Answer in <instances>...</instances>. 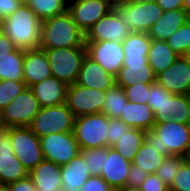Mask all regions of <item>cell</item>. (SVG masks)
Listing matches in <instances>:
<instances>
[{
  "label": "cell",
  "mask_w": 190,
  "mask_h": 191,
  "mask_svg": "<svg viewBox=\"0 0 190 191\" xmlns=\"http://www.w3.org/2000/svg\"><path fill=\"white\" fill-rule=\"evenodd\" d=\"M119 119L131 128H139L145 131L152 130L156 123L153 110L148 104L130 101L125 104Z\"/></svg>",
  "instance_id": "cell-25"
},
{
  "label": "cell",
  "mask_w": 190,
  "mask_h": 191,
  "mask_svg": "<svg viewBox=\"0 0 190 191\" xmlns=\"http://www.w3.org/2000/svg\"><path fill=\"white\" fill-rule=\"evenodd\" d=\"M75 116L66 103L40 108L29 128L39 138L49 134L72 132Z\"/></svg>",
  "instance_id": "cell-5"
},
{
  "label": "cell",
  "mask_w": 190,
  "mask_h": 191,
  "mask_svg": "<svg viewBox=\"0 0 190 191\" xmlns=\"http://www.w3.org/2000/svg\"><path fill=\"white\" fill-rule=\"evenodd\" d=\"M80 154L91 176H100L104 167V147L80 149Z\"/></svg>",
  "instance_id": "cell-36"
},
{
  "label": "cell",
  "mask_w": 190,
  "mask_h": 191,
  "mask_svg": "<svg viewBox=\"0 0 190 191\" xmlns=\"http://www.w3.org/2000/svg\"><path fill=\"white\" fill-rule=\"evenodd\" d=\"M165 157L145 141L136 153L132 164L141 167L149 174H155Z\"/></svg>",
  "instance_id": "cell-31"
},
{
  "label": "cell",
  "mask_w": 190,
  "mask_h": 191,
  "mask_svg": "<svg viewBox=\"0 0 190 191\" xmlns=\"http://www.w3.org/2000/svg\"><path fill=\"white\" fill-rule=\"evenodd\" d=\"M67 87L65 83L51 76L30 86V89L38 100L40 107L44 108L66 103Z\"/></svg>",
  "instance_id": "cell-20"
},
{
  "label": "cell",
  "mask_w": 190,
  "mask_h": 191,
  "mask_svg": "<svg viewBox=\"0 0 190 191\" xmlns=\"http://www.w3.org/2000/svg\"><path fill=\"white\" fill-rule=\"evenodd\" d=\"M116 191H139L138 189H120Z\"/></svg>",
  "instance_id": "cell-53"
},
{
  "label": "cell",
  "mask_w": 190,
  "mask_h": 191,
  "mask_svg": "<svg viewBox=\"0 0 190 191\" xmlns=\"http://www.w3.org/2000/svg\"><path fill=\"white\" fill-rule=\"evenodd\" d=\"M146 131L139 128H130L113 146L125 159L133 161L140 146L145 142Z\"/></svg>",
  "instance_id": "cell-30"
},
{
  "label": "cell",
  "mask_w": 190,
  "mask_h": 191,
  "mask_svg": "<svg viewBox=\"0 0 190 191\" xmlns=\"http://www.w3.org/2000/svg\"><path fill=\"white\" fill-rule=\"evenodd\" d=\"M40 108L32 90L26 87L0 111V127H29Z\"/></svg>",
  "instance_id": "cell-7"
},
{
  "label": "cell",
  "mask_w": 190,
  "mask_h": 191,
  "mask_svg": "<svg viewBox=\"0 0 190 191\" xmlns=\"http://www.w3.org/2000/svg\"><path fill=\"white\" fill-rule=\"evenodd\" d=\"M24 50L16 48L0 57V80L23 81Z\"/></svg>",
  "instance_id": "cell-29"
},
{
  "label": "cell",
  "mask_w": 190,
  "mask_h": 191,
  "mask_svg": "<svg viewBox=\"0 0 190 191\" xmlns=\"http://www.w3.org/2000/svg\"><path fill=\"white\" fill-rule=\"evenodd\" d=\"M169 187L156 174H149L139 186V191H167Z\"/></svg>",
  "instance_id": "cell-43"
},
{
  "label": "cell",
  "mask_w": 190,
  "mask_h": 191,
  "mask_svg": "<svg viewBox=\"0 0 190 191\" xmlns=\"http://www.w3.org/2000/svg\"><path fill=\"white\" fill-rule=\"evenodd\" d=\"M185 161L186 158L181 156L165 157L155 174L158 175L168 187H170L174 182L175 175Z\"/></svg>",
  "instance_id": "cell-35"
},
{
  "label": "cell",
  "mask_w": 190,
  "mask_h": 191,
  "mask_svg": "<svg viewBox=\"0 0 190 191\" xmlns=\"http://www.w3.org/2000/svg\"><path fill=\"white\" fill-rule=\"evenodd\" d=\"M163 11L183 9L184 0H156Z\"/></svg>",
  "instance_id": "cell-48"
},
{
  "label": "cell",
  "mask_w": 190,
  "mask_h": 191,
  "mask_svg": "<svg viewBox=\"0 0 190 191\" xmlns=\"http://www.w3.org/2000/svg\"><path fill=\"white\" fill-rule=\"evenodd\" d=\"M109 119L103 113L75 117L72 132L80 149L107 147Z\"/></svg>",
  "instance_id": "cell-6"
},
{
  "label": "cell",
  "mask_w": 190,
  "mask_h": 191,
  "mask_svg": "<svg viewBox=\"0 0 190 191\" xmlns=\"http://www.w3.org/2000/svg\"><path fill=\"white\" fill-rule=\"evenodd\" d=\"M166 42L179 56H183L190 49V19L178 28Z\"/></svg>",
  "instance_id": "cell-34"
},
{
  "label": "cell",
  "mask_w": 190,
  "mask_h": 191,
  "mask_svg": "<svg viewBox=\"0 0 190 191\" xmlns=\"http://www.w3.org/2000/svg\"><path fill=\"white\" fill-rule=\"evenodd\" d=\"M114 8L131 32L148 33L163 14V9L156 1L145 4L116 2Z\"/></svg>",
  "instance_id": "cell-8"
},
{
  "label": "cell",
  "mask_w": 190,
  "mask_h": 191,
  "mask_svg": "<svg viewBox=\"0 0 190 191\" xmlns=\"http://www.w3.org/2000/svg\"><path fill=\"white\" fill-rule=\"evenodd\" d=\"M130 33L131 30L122 22L119 12L113 8L87 31L85 42H122Z\"/></svg>",
  "instance_id": "cell-15"
},
{
  "label": "cell",
  "mask_w": 190,
  "mask_h": 191,
  "mask_svg": "<svg viewBox=\"0 0 190 191\" xmlns=\"http://www.w3.org/2000/svg\"><path fill=\"white\" fill-rule=\"evenodd\" d=\"M183 56L190 64V49Z\"/></svg>",
  "instance_id": "cell-52"
},
{
  "label": "cell",
  "mask_w": 190,
  "mask_h": 191,
  "mask_svg": "<svg viewBox=\"0 0 190 191\" xmlns=\"http://www.w3.org/2000/svg\"><path fill=\"white\" fill-rule=\"evenodd\" d=\"M105 92L74 83L67 87L66 105L75 117L102 112Z\"/></svg>",
  "instance_id": "cell-11"
},
{
  "label": "cell",
  "mask_w": 190,
  "mask_h": 191,
  "mask_svg": "<svg viewBox=\"0 0 190 191\" xmlns=\"http://www.w3.org/2000/svg\"><path fill=\"white\" fill-rule=\"evenodd\" d=\"M6 188L7 191H36V187L29 175L6 185Z\"/></svg>",
  "instance_id": "cell-45"
},
{
  "label": "cell",
  "mask_w": 190,
  "mask_h": 191,
  "mask_svg": "<svg viewBox=\"0 0 190 191\" xmlns=\"http://www.w3.org/2000/svg\"><path fill=\"white\" fill-rule=\"evenodd\" d=\"M51 70L45 50H24L23 81L30 87L46 78L51 77Z\"/></svg>",
  "instance_id": "cell-18"
},
{
  "label": "cell",
  "mask_w": 190,
  "mask_h": 191,
  "mask_svg": "<svg viewBox=\"0 0 190 191\" xmlns=\"http://www.w3.org/2000/svg\"><path fill=\"white\" fill-rule=\"evenodd\" d=\"M43 21L68 10V0H31L28 5Z\"/></svg>",
  "instance_id": "cell-33"
},
{
  "label": "cell",
  "mask_w": 190,
  "mask_h": 191,
  "mask_svg": "<svg viewBox=\"0 0 190 191\" xmlns=\"http://www.w3.org/2000/svg\"><path fill=\"white\" fill-rule=\"evenodd\" d=\"M183 9L185 10L188 17L190 18V0H184Z\"/></svg>",
  "instance_id": "cell-50"
},
{
  "label": "cell",
  "mask_w": 190,
  "mask_h": 191,
  "mask_svg": "<svg viewBox=\"0 0 190 191\" xmlns=\"http://www.w3.org/2000/svg\"><path fill=\"white\" fill-rule=\"evenodd\" d=\"M43 157L58 166L66 165L80 153L73 132L49 134L40 138Z\"/></svg>",
  "instance_id": "cell-10"
},
{
  "label": "cell",
  "mask_w": 190,
  "mask_h": 191,
  "mask_svg": "<svg viewBox=\"0 0 190 191\" xmlns=\"http://www.w3.org/2000/svg\"><path fill=\"white\" fill-rule=\"evenodd\" d=\"M36 191H62L61 167L43 159L30 172Z\"/></svg>",
  "instance_id": "cell-21"
},
{
  "label": "cell",
  "mask_w": 190,
  "mask_h": 191,
  "mask_svg": "<svg viewBox=\"0 0 190 191\" xmlns=\"http://www.w3.org/2000/svg\"><path fill=\"white\" fill-rule=\"evenodd\" d=\"M186 160L190 163V152H189L188 155L186 156Z\"/></svg>",
  "instance_id": "cell-55"
},
{
  "label": "cell",
  "mask_w": 190,
  "mask_h": 191,
  "mask_svg": "<svg viewBox=\"0 0 190 191\" xmlns=\"http://www.w3.org/2000/svg\"><path fill=\"white\" fill-rule=\"evenodd\" d=\"M172 121L190 124V95L173 94Z\"/></svg>",
  "instance_id": "cell-37"
},
{
  "label": "cell",
  "mask_w": 190,
  "mask_h": 191,
  "mask_svg": "<svg viewBox=\"0 0 190 191\" xmlns=\"http://www.w3.org/2000/svg\"><path fill=\"white\" fill-rule=\"evenodd\" d=\"M131 127L118 118H110L106 132L107 146L113 147Z\"/></svg>",
  "instance_id": "cell-40"
},
{
  "label": "cell",
  "mask_w": 190,
  "mask_h": 191,
  "mask_svg": "<svg viewBox=\"0 0 190 191\" xmlns=\"http://www.w3.org/2000/svg\"><path fill=\"white\" fill-rule=\"evenodd\" d=\"M10 138L15 156L28 172L44 159L40 138L29 127H10Z\"/></svg>",
  "instance_id": "cell-9"
},
{
  "label": "cell",
  "mask_w": 190,
  "mask_h": 191,
  "mask_svg": "<svg viewBox=\"0 0 190 191\" xmlns=\"http://www.w3.org/2000/svg\"><path fill=\"white\" fill-rule=\"evenodd\" d=\"M41 23L29 6L20 5L12 14L0 21V30L13 41L16 48L38 49Z\"/></svg>",
  "instance_id": "cell-1"
},
{
  "label": "cell",
  "mask_w": 190,
  "mask_h": 191,
  "mask_svg": "<svg viewBox=\"0 0 190 191\" xmlns=\"http://www.w3.org/2000/svg\"><path fill=\"white\" fill-rule=\"evenodd\" d=\"M147 104L153 110L156 123L171 120L170 113L173 107V94L157 82L151 83Z\"/></svg>",
  "instance_id": "cell-27"
},
{
  "label": "cell",
  "mask_w": 190,
  "mask_h": 191,
  "mask_svg": "<svg viewBox=\"0 0 190 191\" xmlns=\"http://www.w3.org/2000/svg\"><path fill=\"white\" fill-rule=\"evenodd\" d=\"M28 175L29 172L14 154L10 127H0V186H6Z\"/></svg>",
  "instance_id": "cell-14"
},
{
  "label": "cell",
  "mask_w": 190,
  "mask_h": 191,
  "mask_svg": "<svg viewBox=\"0 0 190 191\" xmlns=\"http://www.w3.org/2000/svg\"><path fill=\"white\" fill-rule=\"evenodd\" d=\"M45 50L52 76L67 86L77 82L87 55L86 47L53 48Z\"/></svg>",
  "instance_id": "cell-4"
},
{
  "label": "cell",
  "mask_w": 190,
  "mask_h": 191,
  "mask_svg": "<svg viewBox=\"0 0 190 191\" xmlns=\"http://www.w3.org/2000/svg\"><path fill=\"white\" fill-rule=\"evenodd\" d=\"M155 83L156 75L149 64H123L115 76V85L122 88L138 83Z\"/></svg>",
  "instance_id": "cell-26"
},
{
  "label": "cell",
  "mask_w": 190,
  "mask_h": 191,
  "mask_svg": "<svg viewBox=\"0 0 190 191\" xmlns=\"http://www.w3.org/2000/svg\"><path fill=\"white\" fill-rule=\"evenodd\" d=\"M152 1H156V0H120L119 2L145 4L147 2H152Z\"/></svg>",
  "instance_id": "cell-49"
},
{
  "label": "cell",
  "mask_w": 190,
  "mask_h": 191,
  "mask_svg": "<svg viewBox=\"0 0 190 191\" xmlns=\"http://www.w3.org/2000/svg\"><path fill=\"white\" fill-rule=\"evenodd\" d=\"M60 167L62 191H79L80 187L91 177L80 153Z\"/></svg>",
  "instance_id": "cell-24"
},
{
  "label": "cell",
  "mask_w": 190,
  "mask_h": 191,
  "mask_svg": "<svg viewBox=\"0 0 190 191\" xmlns=\"http://www.w3.org/2000/svg\"><path fill=\"white\" fill-rule=\"evenodd\" d=\"M19 6L16 0H0V21L12 14Z\"/></svg>",
  "instance_id": "cell-46"
},
{
  "label": "cell",
  "mask_w": 190,
  "mask_h": 191,
  "mask_svg": "<svg viewBox=\"0 0 190 191\" xmlns=\"http://www.w3.org/2000/svg\"><path fill=\"white\" fill-rule=\"evenodd\" d=\"M152 39L148 33L131 32L123 41V64H148L147 56Z\"/></svg>",
  "instance_id": "cell-22"
},
{
  "label": "cell",
  "mask_w": 190,
  "mask_h": 191,
  "mask_svg": "<svg viewBox=\"0 0 190 191\" xmlns=\"http://www.w3.org/2000/svg\"><path fill=\"white\" fill-rule=\"evenodd\" d=\"M0 191H7L6 186H0Z\"/></svg>",
  "instance_id": "cell-54"
},
{
  "label": "cell",
  "mask_w": 190,
  "mask_h": 191,
  "mask_svg": "<svg viewBox=\"0 0 190 191\" xmlns=\"http://www.w3.org/2000/svg\"><path fill=\"white\" fill-rule=\"evenodd\" d=\"M85 47V33L73 21L69 11L41 23L40 49Z\"/></svg>",
  "instance_id": "cell-3"
},
{
  "label": "cell",
  "mask_w": 190,
  "mask_h": 191,
  "mask_svg": "<svg viewBox=\"0 0 190 191\" xmlns=\"http://www.w3.org/2000/svg\"><path fill=\"white\" fill-rule=\"evenodd\" d=\"M150 89L151 83L142 82L123 88L128 101L142 104H147Z\"/></svg>",
  "instance_id": "cell-39"
},
{
  "label": "cell",
  "mask_w": 190,
  "mask_h": 191,
  "mask_svg": "<svg viewBox=\"0 0 190 191\" xmlns=\"http://www.w3.org/2000/svg\"><path fill=\"white\" fill-rule=\"evenodd\" d=\"M178 56L166 41L152 39L147 60L154 74L157 75L169 68Z\"/></svg>",
  "instance_id": "cell-28"
},
{
  "label": "cell",
  "mask_w": 190,
  "mask_h": 191,
  "mask_svg": "<svg viewBox=\"0 0 190 191\" xmlns=\"http://www.w3.org/2000/svg\"><path fill=\"white\" fill-rule=\"evenodd\" d=\"M169 189L173 191H190V163L187 160L181 165Z\"/></svg>",
  "instance_id": "cell-41"
},
{
  "label": "cell",
  "mask_w": 190,
  "mask_h": 191,
  "mask_svg": "<svg viewBox=\"0 0 190 191\" xmlns=\"http://www.w3.org/2000/svg\"><path fill=\"white\" fill-rule=\"evenodd\" d=\"M114 6L113 0H68V11L77 27L85 34Z\"/></svg>",
  "instance_id": "cell-12"
},
{
  "label": "cell",
  "mask_w": 190,
  "mask_h": 191,
  "mask_svg": "<svg viewBox=\"0 0 190 191\" xmlns=\"http://www.w3.org/2000/svg\"><path fill=\"white\" fill-rule=\"evenodd\" d=\"M76 83L86 88L105 92L115 85V77L86 55Z\"/></svg>",
  "instance_id": "cell-19"
},
{
  "label": "cell",
  "mask_w": 190,
  "mask_h": 191,
  "mask_svg": "<svg viewBox=\"0 0 190 191\" xmlns=\"http://www.w3.org/2000/svg\"><path fill=\"white\" fill-rule=\"evenodd\" d=\"M145 141L162 155L186 158L190 152V124L172 120L155 123L146 131Z\"/></svg>",
  "instance_id": "cell-2"
},
{
  "label": "cell",
  "mask_w": 190,
  "mask_h": 191,
  "mask_svg": "<svg viewBox=\"0 0 190 191\" xmlns=\"http://www.w3.org/2000/svg\"><path fill=\"white\" fill-rule=\"evenodd\" d=\"M79 191H115L101 176H91Z\"/></svg>",
  "instance_id": "cell-44"
},
{
  "label": "cell",
  "mask_w": 190,
  "mask_h": 191,
  "mask_svg": "<svg viewBox=\"0 0 190 191\" xmlns=\"http://www.w3.org/2000/svg\"><path fill=\"white\" fill-rule=\"evenodd\" d=\"M156 82L171 94L190 95V64L178 56L165 71L156 75Z\"/></svg>",
  "instance_id": "cell-16"
},
{
  "label": "cell",
  "mask_w": 190,
  "mask_h": 191,
  "mask_svg": "<svg viewBox=\"0 0 190 191\" xmlns=\"http://www.w3.org/2000/svg\"><path fill=\"white\" fill-rule=\"evenodd\" d=\"M20 5L28 6L31 0H16Z\"/></svg>",
  "instance_id": "cell-51"
},
{
  "label": "cell",
  "mask_w": 190,
  "mask_h": 191,
  "mask_svg": "<svg viewBox=\"0 0 190 191\" xmlns=\"http://www.w3.org/2000/svg\"><path fill=\"white\" fill-rule=\"evenodd\" d=\"M105 100L102 112L109 118H120L128 99L122 87L114 85L105 91Z\"/></svg>",
  "instance_id": "cell-32"
},
{
  "label": "cell",
  "mask_w": 190,
  "mask_h": 191,
  "mask_svg": "<svg viewBox=\"0 0 190 191\" xmlns=\"http://www.w3.org/2000/svg\"><path fill=\"white\" fill-rule=\"evenodd\" d=\"M148 175L149 173L145 172L141 167L131 164L126 189H138Z\"/></svg>",
  "instance_id": "cell-42"
},
{
  "label": "cell",
  "mask_w": 190,
  "mask_h": 191,
  "mask_svg": "<svg viewBox=\"0 0 190 191\" xmlns=\"http://www.w3.org/2000/svg\"><path fill=\"white\" fill-rule=\"evenodd\" d=\"M131 164V161L125 159L113 147H104V167L100 176L115 191L126 189Z\"/></svg>",
  "instance_id": "cell-17"
},
{
  "label": "cell",
  "mask_w": 190,
  "mask_h": 191,
  "mask_svg": "<svg viewBox=\"0 0 190 191\" xmlns=\"http://www.w3.org/2000/svg\"><path fill=\"white\" fill-rule=\"evenodd\" d=\"M87 56L97 62L106 72L114 77L123 66L124 53L122 42L99 41L85 42Z\"/></svg>",
  "instance_id": "cell-13"
},
{
  "label": "cell",
  "mask_w": 190,
  "mask_h": 191,
  "mask_svg": "<svg viewBox=\"0 0 190 191\" xmlns=\"http://www.w3.org/2000/svg\"><path fill=\"white\" fill-rule=\"evenodd\" d=\"M16 49L13 41L0 30V57Z\"/></svg>",
  "instance_id": "cell-47"
},
{
  "label": "cell",
  "mask_w": 190,
  "mask_h": 191,
  "mask_svg": "<svg viewBox=\"0 0 190 191\" xmlns=\"http://www.w3.org/2000/svg\"><path fill=\"white\" fill-rule=\"evenodd\" d=\"M26 87L24 81L0 80V111L12 102Z\"/></svg>",
  "instance_id": "cell-38"
},
{
  "label": "cell",
  "mask_w": 190,
  "mask_h": 191,
  "mask_svg": "<svg viewBox=\"0 0 190 191\" xmlns=\"http://www.w3.org/2000/svg\"><path fill=\"white\" fill-rule=\"evenodd\" d=\"M190 18L184 9L163 11L161 17L148 31L151 39L166 41Z\"/></svg>",
  "instance_id": "cell-23"
}]
</instances>
